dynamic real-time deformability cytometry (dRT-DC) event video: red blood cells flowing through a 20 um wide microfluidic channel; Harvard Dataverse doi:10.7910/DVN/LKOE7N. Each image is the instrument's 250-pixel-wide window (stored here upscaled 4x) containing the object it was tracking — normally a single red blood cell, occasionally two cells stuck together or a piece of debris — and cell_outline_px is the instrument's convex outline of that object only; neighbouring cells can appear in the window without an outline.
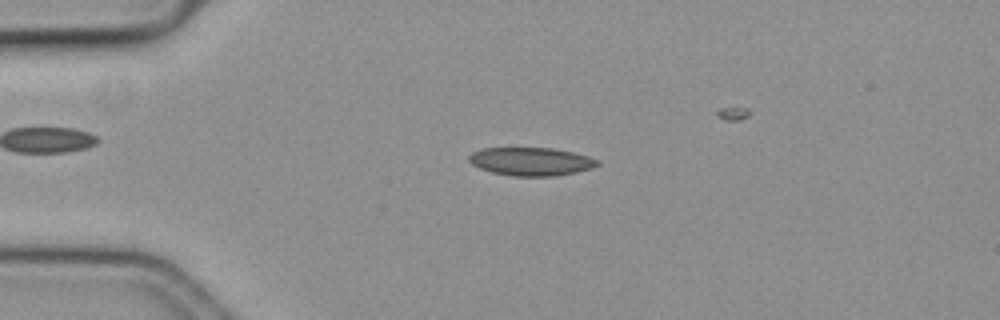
{"species": "common noctule bat (a hibernating species)", "species_latin": "Nyctalus noctula", "temperature_condition": "cold", "stored_images_in_passage": 38, "camera_frame_rate_fps": 3000, "um_per_image_px": 0.085, "animal": {"sex": "female", "body_mass_g": 19.3, "forearm_length_mm": 54.1}, "frame": {"image": 1, "passage_image": 1, "time_ms": 0.0, "image_size_px": [1000, 320], "cell_outline_px": [[600, 164], [592, 168], [576, 172], [556, 176], [512, 176], [492, 172], [480, 168], [472, 164], [468, 160], [468, 156], [472, 152], [484, 148], [552, 148], [572, 152], [588, 156], [600, 160]], "centroid_in_image_um": [45.15, 13.73], "position_along_channel_um": 39.8, "area_um2": 21.15}}
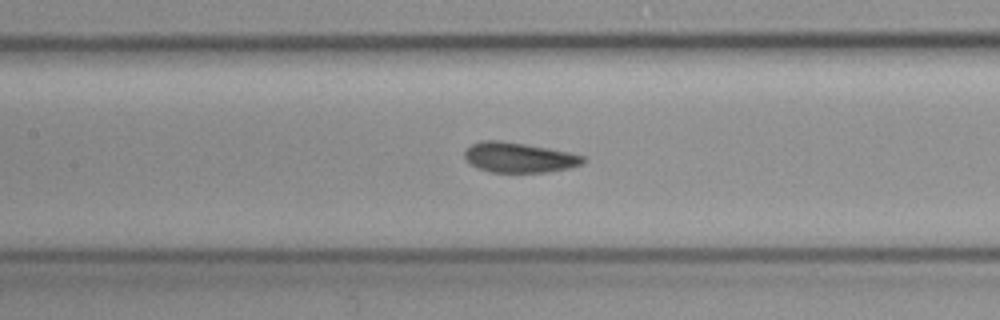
{"frame": {"image": 2, "passage_image": 14, "time_ms": 4.333, "image_size_px": [1000, 320], "cell_outline_px": [[584, 164], [568, 168], [548, 172], [492, 172], [476, 168], [464, 156], [464, 152], [472, 144], [484, 140], [500, 140], [548, 148], [568, 152], [584, 156]], "centroid_in_image_um": [44.12, 13.39], "position_along_channel_um": 163.3, "area_um2": 20.58}}
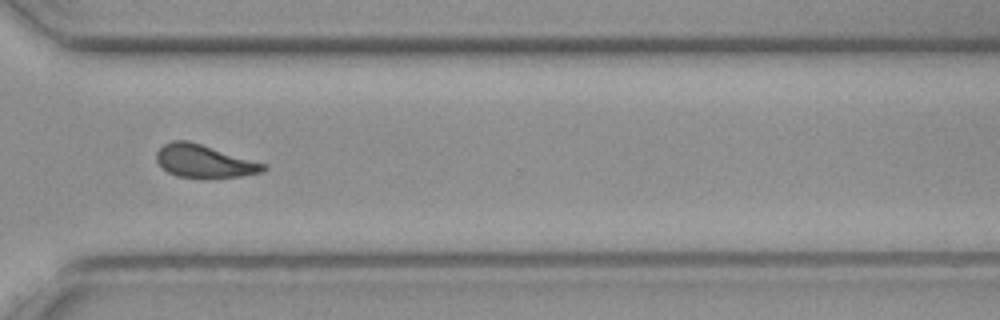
{"frame": {"image": 3, "passage_image": 30, "time_ms": 9.667, "image_size_px": [1000, 320], "cell_outline_px": [[268, 168], [264, 172], [240, 176], [176, 176], [168, 172], [156, 160], [156, 152], [164, 144], [172, 140], [188, 140], [268, 164]], "centroid_in_image_um": [17.39, 13.67], "position_along_channel_um": 353.2, "area_um2": 20.11}, "authors_computed_cell_mechanics": {"area_um2": 20.7502, "velocity_mm_per_s": 3.572, "shape_relaxation_time_tau1_ms": 3.7898, "shape_relaxation_time_tau2_ms": 2.0381, "deformation_change_tau1": 0.0952, "deformation_change_tau2": 0.0664}}